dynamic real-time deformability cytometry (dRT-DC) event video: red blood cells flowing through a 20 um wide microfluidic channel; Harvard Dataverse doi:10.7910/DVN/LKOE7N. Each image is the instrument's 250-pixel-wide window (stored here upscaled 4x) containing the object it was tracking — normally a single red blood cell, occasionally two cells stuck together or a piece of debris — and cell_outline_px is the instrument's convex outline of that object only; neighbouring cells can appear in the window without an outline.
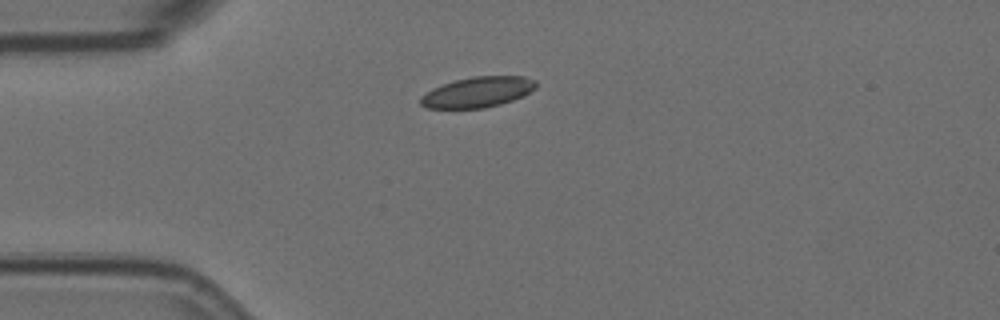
{"species": "Egyptian fruit bat (a non-hibernating species)", "species_latin": "Rousettus aegyptiacus", "temperature_condition": "room temperature", "stored_images_in_passage": 7, "camera_frame_rate_fps": 3000, "um_per_image_px": 0.085, "animal": {"sex": "female"}, "frame": {"image": 1, "passage_image": 1, "time_ms": 0.0, "image_size_px": [1000, 320], "cell_outline_px": [[536, 88], [512, 100], [500, 104], [484, 108], [428, 108], [420, 104], [420, 96], [432, 88], [456, 80], [472, 76], [524, 76], [536, 80]], "centroid_in_image_um": [40.58, 7.82], "position_along_channel_um": 44.4, "area_um2": 20.35}}
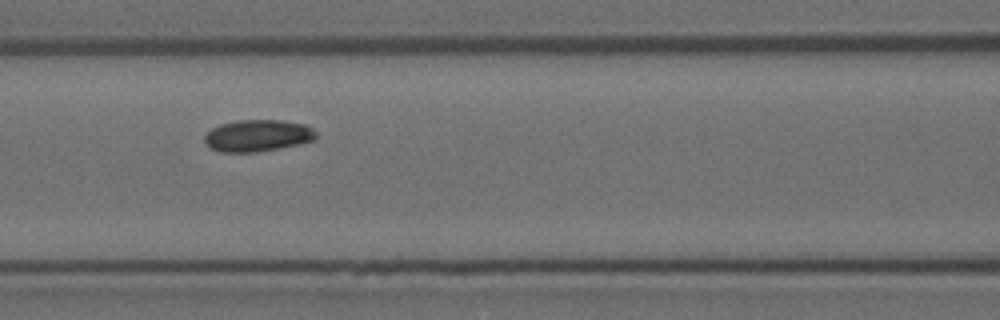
{"frame": {"image": 2, "passage_image": 4, "time_ms": 1.0, "image_size_px": [1000, 320], "cell_outline_px": [[316, 140], [280, 148], [256, 152], [220, 152], [204, 144], [204, 136], [212, 128], [220, 124], [240, 120], [280, 120], [308, 124], [316, 132]], "centroid_in_image_um": [21.92, 11.52], "position_along_channel_um": 144.7, "area_um2": 20.81}}
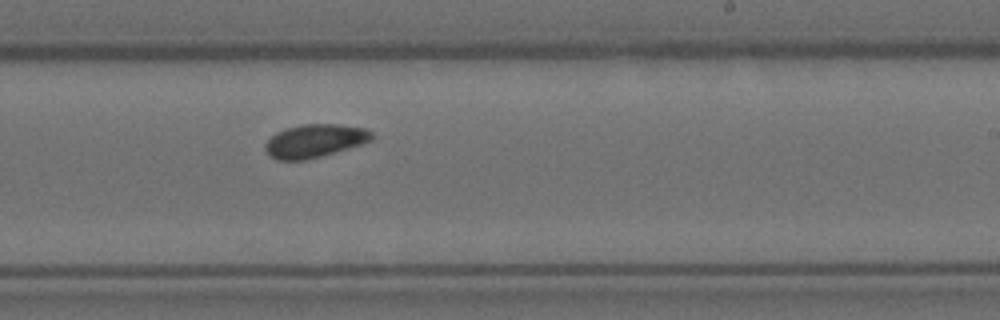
{"frame": {"image": 3, "passage_image": 7, "time_ms": 2.0, "image_size_px": [1000, 320], "cell_outline_px": [[372, 140], [360, 144], [320, 156], [304, 160], [276, 160], [268, 156], [264, 148], [264, 144], [276, 132], [300, 124], [336, 124], [364, 128], [372, 132]], "centroid_in_image_um": [26.69, 11.97], "position_along_channel_um": 262.3, "area_um2": 20.4}}